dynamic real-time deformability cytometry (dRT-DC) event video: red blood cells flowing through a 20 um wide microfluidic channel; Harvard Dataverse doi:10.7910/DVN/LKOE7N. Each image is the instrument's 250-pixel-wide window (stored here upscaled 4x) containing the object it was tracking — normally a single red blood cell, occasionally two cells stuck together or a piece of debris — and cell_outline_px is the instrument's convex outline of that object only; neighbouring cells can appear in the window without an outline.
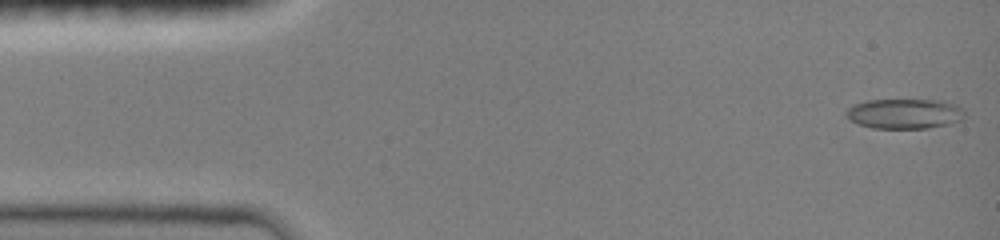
{"species": "common noctule bat (a hibernating species)", "species_latin": "Nyctalus noctula", "temperature_condition": "room temperature", "stored_images_in_passage": 47, "camera_frame_rate_fps": 3000, "um_per_image_px": 0.085, "animal": {"sex": "female", "body_mass_g": 19.0, "forearm_length_mm": 51.5}, "frame": {"image": 1, "passage_image": 1, "time_ms": 0.0, "image_size_px": [1000, 240], "cell_outline_px": [[964, 120], [948, 124], [928, 128], [872, 128], [860, 124], [852, 120], [844, 112], [848, 108], [856, 104], [868, 100], [940, 100], [956, 104], [964, 112]], "centroid_in_image_um": [76.93, 9.66], "position_along_channel_um": 8.1, "area_um2": 20.58}}
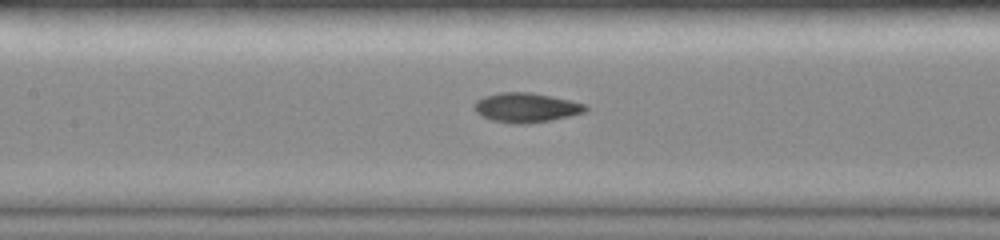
{"frame": {"image": 2, "passage_image": 21, "time_ms": 6.667, "image_size_px": [1000, 240], "cell_outline_px": [[588, 108], [584, 112], [552, 120], [528, 124], [508, 124], [492, 120], [480, 116], [472, 108], [472, 104], [476, 100], [484, 96], [500, 92], [528, 92], [568, 100], [584, 104]], "centroid_in_image_um": [44.62, 9.16], "position_along_channel_um": 162.8, "area_um2": 19.19}}
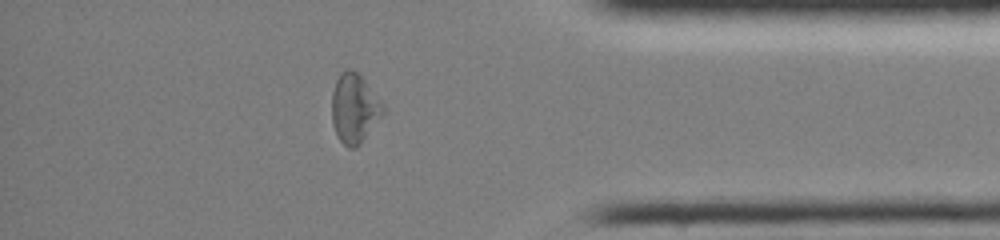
{"frame": {"image": 3, "passage_image": 40, "time_ms": 13.0, "image_size_px": [1000, 240], "cell_outline_px": [[384, 112], [360, 144], [356, 148], [348, 148], [340, 140], [332, 124], [332, 92], [336, 80], [340, 72], [348, 68], [352, 68], [364, 80], [384, 104]], "centroid_in_image_um": [30.11, 9.2], "position_along_channel_um": 405.1, "area_um2": 20.52}, "authors_computed_cell_mechanics": {"area_um2": 19.074, "velocity_mm_per_s": 4.0391, "shape_relaxation_time_tau1_ms": 4.2781, "shape_relaxation_time_tau2_ms": 2.4524, "deformation_change_tau1": 0.1747, "deformation_change_tau2": 0.0857}}